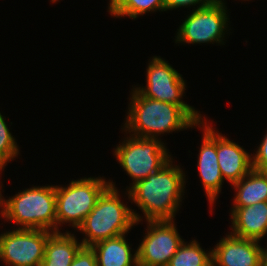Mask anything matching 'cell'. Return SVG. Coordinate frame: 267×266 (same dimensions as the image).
Here are the masks:
<instances>
[{
  "instance_id": "cb8c5ba5",
  "label": "cell",
  "mask_w": 267,
  "mask_h": 266,
  "mask_svg": "<svg viewBox=\"0 0 267 266\" xmlns=\"http://www.w3.org/2000/svg\"><path fill=\"white\" fill-rule=\"evenodd\" d=\"M261 266H267V249H265V248L263 249L262 265Z\"/></svg>"
},
{
  "instance_id": "d6986e66",
  "label": "cell",
  "mask_w": 267,
  "mask_h": 266,
  "mask_svg": "<svg viewBox=\"0 0 267 266\" xmlns=\"http://www.w3.org/2000/svg\"><path fill=\"white\" fill-rule=\"evenodd\" d=\"M167 266H212V251L206 253L196 239L183 242Z\"/></svg>"
},
{
  "instance_id": "e0dca14e",
  "label": "cell",
  "mask_w": 267,
  "mask_h": 266,
  "mask_svg": "<svg viewBox=\"0 0 267 266\" xmlns=\"http://www.w3.org/2000/svg\"><path fill=\"white\" fill-rule=\"evenodd\" d=\"M235 188L233 207H245L267 201V173L252 169L238 182Z\"/></svg>"
},
{
  "instance_id": "3957f363",
  "label": "cell",
  "mask_w": 267,
  "mask_h": 266,
  "mask_svg": "<svg viewBox=\"0 0 267 266\" xmlns=\"http://www.w3.org/2000/svg\"><path fill=\"white\" fill-rule=\"evenodd\" d=\"M102 193L96 205L77 228L85 237L81 243L91 247L95 243L127 234L129 230L142 221L141 216L123 204L113 181Z\"/></svg>"
},
{
  "instance_id": "9c48e42d",
  "label": "cell",
  "mask_w": 267,
  "mask_h": 266,
  "mask_svg": "<svg viewBox=\"0 0 267 266\" xmlns=\"http://www.w3.org/2000/svg\"><path fill=\"white\" fill-rule=\"evenodd\" d=\"M147 233L137 248L138 266H167L184 242L174 220L147 221Z\"/></svg>"
},
{
  "instance_id": "9a60e30c",
  "label": "cell",
  "mask_w": 267,
  "mask_h": 266,
  "mask_svg": "<svg viewBox=\"0 0 267 266\" xmlns=\"http://www.w3.org/2000/svg\"><path fill=\"white\" fill-rule=\"evenodd\" d=\"M126 234L95 243L91 248L96 255L97 266H138V254L131 253Z\"/></svg>"
},
{
  "instance_id": "4fadbf2b",
  "label": "cell",
  "mask_w": 267,
  "mask_h": 266,
  "mask_svg": "<svg viewBox=\"0 0 267 266\" xmlns=\"http://www.w3.org/2000/svg\"><path fill=\"white\" fill-rule=\"evenodd\" d=\"M218 164L224 180L238 182L252 169V155L237 143L217 132Z\"/></svg>"
},
{
  "instance_id": "44dd1931",
  "label": "cell",
  "mask_w": 267,
  "mask_h": 266,
  "mask_svg": "<svg viewBox=\"0 0 267 266\" xmlns=\"http://www.w3.org/2000/svg\"><path fill=\"white\" fill-rule=\"evenodd\" d=\"M257 148L256 153L252 155V167L255 170L267 173V133Z\"/></svg>"
},
{
  "instance_id": "d4e9b609",
  "label": "cell",
  "mask_w": 267,
  "mask_h": 266,
  "mask_svg": "<svg viewBox=\"0 0 267 266\" xmlns=\"http://www.w3.org/2000/svg\"><path fill=\"white\" fill-rule=\"evenodd\" d=\"M4 168H5V165H4L2 162H0V171L4 170ZM0 190H1V189H0ZM2 197H3V196H2L1 191H0V205H1L2 200H3Z\"/></svg>"
},
{
  "instance_id": "8fae6325",
  "label": "cell",
  "mask_w": 267,
  "mask_h": 266,
  "mask_svg": "<svg viewBox=\"0 0 267 266\" xmlns=\"http://www.w3.org/2000/svg\"><path fill=\"white\" fill-rule=\"evenodd\" d=\"M206 121L203 119L198 123V127L204 129V133L197 165L204 191L211 204L210 206H212L218 198V194L221 192L224 178L222 177L218 164L217 131L215 132L214 128L209 126Z\"/></svg>"
},
{
  "instance_id": "277c9868",
  "label": "cell",
  "mask_w": 267,
  "mask_h": 266,
  "mask_svg": "<svg viewBox=\"0 0 267 266\" xmlns=\"http://www.w3.org/2000/svg\"><path fill=\"white\" fill-rule=\"evenodd\" d=\"M1 215L13 221L18 229L56 232L55 186H34L2 200Z\"/></svg>"
},
{
  "instance_id": "ac0fdd59",
  "label": "cell",
  "mask_w": 267,
  "mask_h": 266,
  "mask_svg": "<svg viewBox=\"0 0 267 266\" xmlns=\"http://www.w3.org/2000/svg\"><path fill=\"white\" fill-rule=\"evenodd\" d=\"M108 11L113 17L129 16L132 19L139 15L156 10L165 11V0H110Z\"/></svg>"
},
{
  "instance_id": "30bf717a",
  "label": "cell",
  "mask_w": 267,
  "mask_h": 266,
  "mask_svg": "<svg viewBox=\"0 0 267 266\" xmlns=\"http://www.w3.org/2000/svg\"><path fill=\"white\" fill-rule=\"evenodd\" d=\"M146 70V86L135 89L144 97L171 103L188 105L181 100L185 93V80L167 61L160 56H154Z\"/></svg>"
},
{
  "instance_id": "7c38bea8",
  "label": "cell",
  "mask_w": 267,
  "mask_h": 266,
  "mask_svg": "<svg viewBox=\"0 0 267 266\" xmlns=\"http://www.w3.org/2000/svg\"><path fill=\"white\" fill-rule=\"evenodd\" d=\"M258 240L232 234L221 238L212 249V266H261L263 247Z\"/></svg>"
},
{
  "instance_id": "52a82bcc",
  "label": "cell",
  "mask_w": 267,
  "mask_h": 266,
  "mask_svg": "<svg viewBox=\"0 0 267 266\" xmlns=\"http://www.w3.org/2000/svg\"><path fill=\"white\" fill-rule=\"evenodd\" d=\"M225 4L222 0H218L212 5L194 8L180 25L175 42L224 44L223 37L229 22Z\"/></svg>"
},
{
  "instance_id": "7a4b0ae2",
  "label": "cell",
  "mask_w": 267,
  "mask_h": 266,
  "mask_svg": "<svg viewBox=\"0 0 267 266\" xmlns=\"http://www.w3.org/2000/svg\"><path fill=\"white\" fill-rule=\"evenodd\" d=\"M172 160L127 189L128 198L142 210L146 221L174 220L180 208L186 175Z\"/></svg>"
},
{
  "instance_id": "7402d4cb",
  "label": "cell",
  "mask_w": 267,
  "mask_h": 266,
  "mask_svg": "<svg viewBox=\"0 0 267 266\" xmlns=\"http://www.w3.org/2000/svg\"><path fill=\"white\" fill-rule=\"evenodd\" d=\"M70 266H97L96 255L91 247L83 246Z\"/></svg>"
},
{
  "instance_id": "5bb4252c",
  "label": "cell",
  "mask_w": 267,
  "mask_h": 266,
  "mask_svg": "<svg viewBox=\"0 0 267 266\" xmlns=\"http://www.w3.org/2000/svg\"><path fill=\"white\" fill-rule=\"evenodd\" d=\"M230 234L261 241L267 235V201L245 207H232Z\"/></svg>"
},
{
  "instance_id": "6da1fadb",
  "label": "cell",
  "mask_w": 267,
  "mask_h": 266,
  "mask_svg": "<svg viewBox=\"0 0 267 266\" xmlns=\"http://www.w3.org/2000/svg\"><path fill=\"white\" fill-rule=\"evenodd\" d=\"M126 123L122 128L130 135L158 139L164 133L197 127L203 120L201 114L190 105H174L142 96L132 89ZM134 133V134H133Z\"/></svg>"
},
{
  "instance_id": "8992f818",
  "label": "cell",
  "mask_w": 267,
  "mask_h": 266,
  "mask_svg": "<svg viewBox=\"0 0 267 266\" xmlns=\"http://www.w3.org/2000/svg\"><path fill=\"white\" fill-rule=\"evenodd\" d=\"M120 166L132 179V185L159 171L171 160L165 144L160 139L140 138L130 135L114 148Z\"/></svg>"
},
{
  "instance_id": "ba28073f",
  "label": "cell",
  "mask_w": 267,
  "mask_h": 266,
  "mask_svg": "<svg viewBox=\"0 0 267 266\" xmlns=\"http://www.w3.org/2000/svg\"><path fill=\"white\" fill-rule=\"evenodd\" d=\"M51 231L14 229L0 235V259L8 266H40Z\"/></svg>"
},
{
  "instance_id": "5b68a950",
  "label": "cell",
  "mask_w": 267,
  "mask_h": 266,
  "mask_svg": "<svg viewBox=\"0 0 267 266\" xmlns=\"http://www.w3.org/2000/svg\"><path fill=\"white\" fill-rule=\"evenodd\" d=\"M109 186L102 177L72 180L67 187L55 186L56 232L61 223H70L77 229Z\"/></svg>"
},
{
  "instance_id": "603a6c76",
  "label": "cell",
  "mask_w": 267,
  "mask_h": 266,
  "mask_svg": "<svg viewBox=\"0 0 267 266\" xmlns=\"http://www.w3.org/2000/svg\"><path fill=\"white\" fill-rule=\"evenodd\" d=\"M218 0H165V11L171 10V9H177L180 7H190V6H196L198 7H205L214 4Z\"/></svg>"
},
{
  "instance_id": "2e32d148",
  "label": "cell",
  "mask_w": 267,
  "mask_h": 266,
  "mask_svg": "<svg viewBox=\"0 0 267 266\" xmlns=\"http://www.w3.org/2000/svg\"><path fill=\"white\" fill-rule=\"evenodd\" d=\"M74 234L52 232L45 245L40 266H70L78 251L83 247Z\"/></svg>"
},
{
  "instance_id": "ffe728a7",
  "label": "cell",
  "mask_w": 267,
  "mask_h": 266,
  "mask_svg": "<svg viewBox=\"0 0 267 266\" xmlns=\"http://www.w3.org/2000/svg\"><path fill=\"white\" fill-rule=\"evenodd\" d=\"M19 154V148L12 136L4 117L0 113V162L5 166Z\"/></svg>"
}]
</instances>
